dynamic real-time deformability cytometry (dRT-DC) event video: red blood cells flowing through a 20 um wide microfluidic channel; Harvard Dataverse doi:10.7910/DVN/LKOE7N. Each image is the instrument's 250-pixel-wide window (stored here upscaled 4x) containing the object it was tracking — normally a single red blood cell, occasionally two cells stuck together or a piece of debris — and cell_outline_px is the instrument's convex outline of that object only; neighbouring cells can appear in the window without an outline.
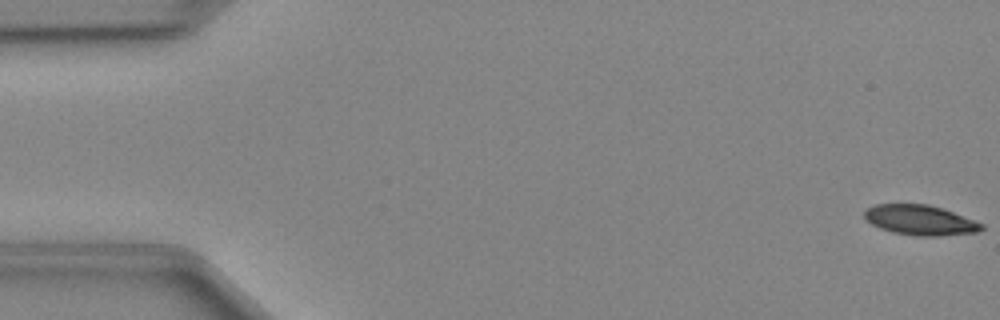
{"species": "Egyptian fruit bat (a non-hibernating species)", "species_latin": "Rousettus aegyptiacus", "temperature_condition": "cold", "stored_images_in_passage": 49, "camera_frame_rate_fps": 3000, "um_per_image_px": 0.085, "animal": {"sex": "female"}, "frame": {"image": 1, "passage_image": 1, "time_ms": 0.0, "image_size_px": [1000, 320], "cell_outline_px": [[984, 228], [980, 232], [940, 236], [916, 236], [892, 232], [880, 228], [872, 224], [864, 216], [864, 212], [868, 208], [876, 204], [928, 204], [944, 208], [984, 224]], "centroid_in_image_um": [78.26, 18.71], "position_along_channel_um": 6.7, "area_um2": 20.63}}
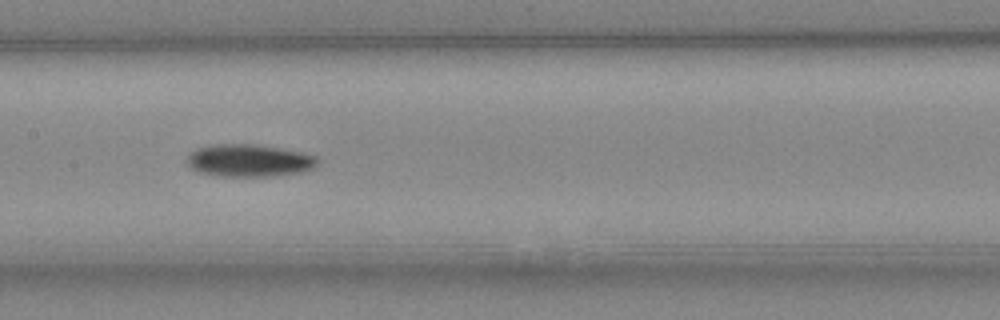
{"frame": {"image": 2, "passage_image": 24, "time_ms": 7.667, "image_size_px": [1000, 320], "cell_outline_px": [[320, 160], [312, 168], [304, 172], [276, 176], [220, 176], [200, 172], [192, 168], [184, 160], [196, 148], [216, 144], [256, 144], [304, 152], [320, 156]], "centroid_in_image_um": [21.23, 13.64], "position_along_channel_um": 186.2, "area_um2": 24.97}}
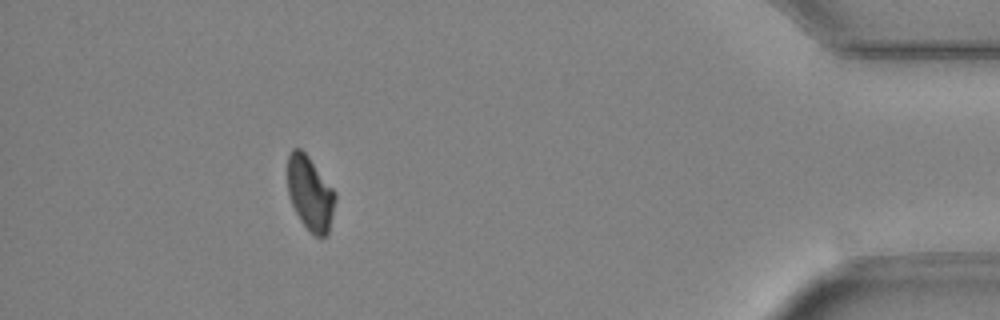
{"frame": {"image": 3, "passage_image": 44, "time_ms": 14.333, "image_size_px": [1000, 320], "cell_outline_px": [[336, 200], [328, 236], [316, 236], [300, 220], [292, 204], [288, 192], [288, 156], [292, 148], [300, 148], [308, 156], [336, 192]], "centroid_in_image_um": [26.38, 16.43], "position_along_channel_um": 408.8, "area_um2": 20.46}}